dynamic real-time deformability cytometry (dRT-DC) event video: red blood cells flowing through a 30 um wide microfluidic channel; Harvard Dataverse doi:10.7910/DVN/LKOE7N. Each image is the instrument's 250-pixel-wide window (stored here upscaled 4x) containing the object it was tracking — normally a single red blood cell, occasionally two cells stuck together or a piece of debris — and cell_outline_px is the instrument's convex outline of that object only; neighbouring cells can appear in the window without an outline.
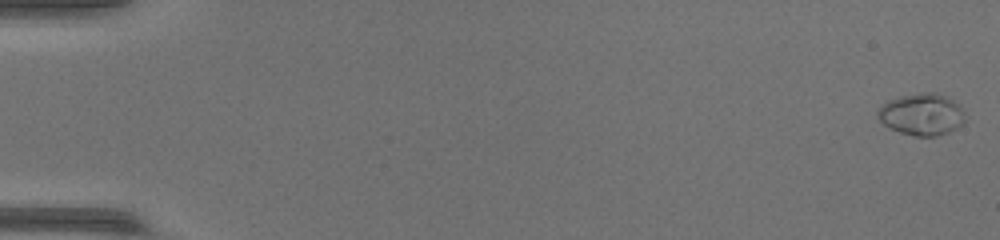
{"species": "common noctule bat (a hibernating species)", "species_latin": "Nyctalus noctula", "temperature_condition": "warm", "stored_images_in_passage": 53, "camera_frame_rate_fps": 3000, "um_per_image_px": 0.085, "animal": {"sex": "female", "body_mass_g": 17.0, "forearm_length_mm": 48.0}, "frame": {"image": 1, "passage_image": 1, "time_ms": 0.0, "image_size_px": [1000, 240], "cell_outline_px": [[964, 120], [956, 128], [948, 132], [936, 136], [916, 136], [900, 132], [884, 124], [876, 116], [876, 112], [888, 100], [900, 96], [920, 92], [936, 92], [948, 96], [964, 112]], "centroid_in_image_um": [78.33, 9.7], "position_along_channel_um": 6.7, "area_um2": 21.1}}
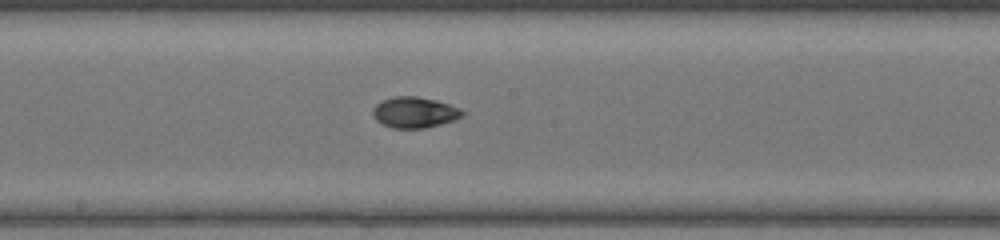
{"frame": {"image": 2, "passage_image": 30, "time_ms": 9.667, "image_size_px": [1000, 240], "cell_outline_px": [[464, 116], [440, 124], [424, 128], [392, 128], [376, 120], [372, 116], [372, 108], [376, 104], [384, 100], [396, 96], [416, 96], [436, 100], [460, 108], [464, 112]], "centroid_in_image_um": [35.22, 9.55], "position_along_channel_um": 213.0, "area_um2": 16.01}}
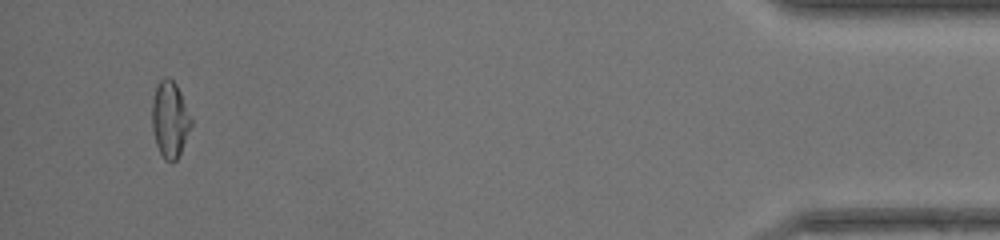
{"frame": {"image": 3, "passage_image": 51, "time_ms": 16.667, "image_size_px": [1000, 240], "cell_outline_px": [[192, 124], [180, 152], [176, 160], [164, 160], [156, 144], [152, 128], [152, 100], [156, 84], [160, 80], [168, 76], [176, 84], [192, 116]], "centroid_in_image_um": [14.44, 10.11], "position_along_channel_um": 420.8, "area_um2": 17.34}}